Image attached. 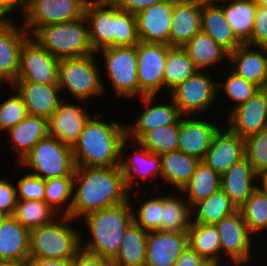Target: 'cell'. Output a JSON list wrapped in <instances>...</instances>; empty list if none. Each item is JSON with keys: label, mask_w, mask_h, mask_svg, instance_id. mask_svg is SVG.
Here are the masks:
<instances>
[{"label": "cell", "mask_w": 267, "mask_h": 266, "mask_svg": "<svg viewBox=\"0 0 267 266\" xmlns=\"http://www.w3.org/2000/svg\"><path fill=\"white\" fill-rule=\"evenodd\" d=\"M259 184L267 191V171H265L259 179ZM261 182V183H260Z\"/></svg>", "instance_id": "91938a15"}, {"label": "cell", "mask_w": 267, "mask_h": 266, "mask_svg": "<svg viewBox=\"0 0 267 266\" xmlns=\"http://www.w3.org/2000/svg\"><path fill=\"white\" fill-rule=\"evenodd\" d=\"M84 16L95 52L105 47L134 46L140 42L135 15L121 9L114 1L90 0Z\"/></svg>", "instance_id": "3957f363"}, {"label": "cell", "mask_w": 267, "mask_h": 266, "mask_svg": "<svg viewBox=\"0 0 267 266\" xmlns=\"http://www.w3.org/2000/svg\"><path fill=\"white\" fill-rule=\"evenodd\" d=\"M17 197L21 200L43 201L45 197V180L34 174L25 173L16 181Z\"/></svg>", "instance_id": "c3c4849f"}, {"label": "cell", "mask_w": 267, "mask_h": 266, "mask_svg": "<svg viewBox=\"0 0 267 266\" xmlns=\"http://www.w3.org/2000/svg\"><path fill=\"white\" fill-rule=\"evenodd\" d=\"M11 18L0 27V87L11 86L19 71L20 49L30 36ZM5 86V87H4Z\"/></svg>", "instance_id": "ac0fdd59"}, {"label": "cell", "mask_w": 267, "mask_h": 266, "mask_svg": "<svg viewBox=\"0 0 267 266\" xmlns=\"http://www.w3.org/2000/svg\"><path fill=\"white\" fill-rule=\"evenodd\" d=\"M10 215L5 213L4 211L0 210V226L1 224L8 219Z\"/></svg>", "instance_id": "6125c7cd"}, {"label": "cell", "mask_w": 267, "mask_h": 266, "mask_svg": "<svg viewBox=\"0 0 267 266\" xmlns=\"http://www.w3.org/2000/svg\"><path fill=\"white\" fill-rule=\"evenodd\" d=\"M59 214L44 200L18 199L13 217L29 231L52 222Z\"/></svg>", "instance_id": "ab89813d"}, {"label": "cell", "mask_w": 267, "mask_h": 266, "mask_svg": "<svg viewBox=\"0 0 267 266\" xmlns=\"http://www.w3.org/2000/svg\"><path fill=\"white\" fill-rule=\"evenodd\" d=\"M168 97L170 101H167V104L165 102L158 103L159 98L157 99L156 95L138 98L144 104L143 109L140 110L142 112H138L140 114L134 119L133 124H126V138L131 143L137 142L147 131L171 125L182 116L170 95Z\"/></svg>", "instance_id": "9a60e30c"}, {"label": "cell", "mask_w": 267, "mask_h": 266, "mask_svg": "<svg viewBox=\"0 0 267 266\" xmlns=\"http://www.w3.org/2000/svg\"><path fill=\"white\" fill-rule=\"evenodd\" d=\"M228 60L232 72L259 88L267 82V47L242 44L228 54Z\"/></svg>", "instance_id": "d4e9b609"}, {"label": "cell", "mask_w": 267, "mask_h": 266, "mask_svg": "<svg viewBox=\"0 0 267 266\" xmlns=\"http://www.w3.org/2000/svg\"><path fill=\"white\" fill-rule=\"evenodd\" d=\"M198 69L183 47H169L164 69V90L169 94ZM166 88V89H165ZM168 89V90H167Z\"/></svg>", "instance_id": "f35d334b"}, {"label": "cell", "mask_w": 267, "mask_h": 266, "mask_svg": "<svg viewBox=\"0 0 267 266\" xmlns=\"http://www.w3.org/2000/svg\"><path fill=\"white\" fill-rule=\"evenodd\" d=\"M188 56L198 70L213 69L228 62V52L217 44L208 34L200 30L188 43L183 46ZM220 64V65H219ZM212 67V68H211Z\"/></svg>", "instance_id": "4dcf8cb0"}, {"label": "cell", "mask_w": 267, "mask_h": 266, "mask_svg": "<svg viewBox=\"0 0 267 266\" xmlns=\"http://www.w3.org/2000/svg\"><path fill=\"white\" fill-rule=\"evenodd\" d=\"M12 90L13 95L8 96L4 101L0 100V134L15 127L28 115L22 98L14 88Z\"/></svg>", "instance_id": "7dc6e473"}, {"label": "cell", "mask_w": 267, "mask_h": 266, "mask_svg": "<svg viewBox=\"0 0 267 266\" xmlns=\"http://www.w3.org/2000/svg\"><path fill=\"white\" fill-rule=\"evenodd\" d=\"M60 59L51 55L34 38L29 36L20 49L19 71L16 81L38 84H58Z\"/></svg>", "instance_id": "5bb4252c"}, {"label": "cell", "mask_w": 267, "mask_h": 266, "mask_svg": "<svg viewBox=\"0 0 267 266\" xmlns=\"http://www.w3.org/2000/svg\"><path fill=\"white\" fill-rule=\"evenodd\" d=\"M88 0H25L20 25L32 36L49 24L78 20L84 17ZM22 22V23H21Z\"/></svg>", "instance_id": "7c38bea8"}, {"label": "cell", "mask_w": 267, "mask_h": 266, "mask_svg": "<svg viewBox=\"0 0 267 266\" xmlns=\"http://www.w3.org/2000/svg\"><path fill=\"white\" fill-rule=\"evenodd\" d=\"M200 266H226L222 262L217 261H204Z\"/></svg>", "instance_id": "94428289"}, {"label": "cell", "mask_w": 267, "mask_h": 266, "mask_svg": "<svg viewBox=\"0 0 267 266\" xmlns=\"http://www.w3.org/2000/svg\"><path fill=\"white\" fill-rule=\"evenodd\" d=\"M73 266H113V263L109 258L80 248L73 259Z\"/></svg>", "instance_id": "816d5d0a"}, {"label": "cell", "mask_w": 267, "mask_h": 266, "mask_svg": "<svg viewBox=\"0 0 267 266\" xmlns=\"http://www.w3.org/2000/svg\"><path fill=\"white\" fill-rule=\"evenodd\" d=\"M180 118L173 124L147 131L137 142L154 154H162L178 150Z\"/></svg>", "instance_id": "7bdbcfd3"}, {"label": "cell", "mask_w": 267, "mask_h": 266, "mask_svg": "<svg viewBox=\"0 0 267 266\" xmlns=\"http://www.w3.org/2000/svg\"><path fill=\"white\" fill-rule=\"evenodd\" d=\"M259 179L260 176L244 157L221 175V189L239 208L259 186Z\"/></svg>", "instance_id": "4316f807"}, {"label": "cell", "mask_w": 267, "mask_h": 266, "mask_svg": "<svg viewBox=\"0 0 267 266\" xmlns=\"http://www.w3.org/2000/svg\"><path fill=\"white\" fill-rule=\"evenodd\" d=\"M217 3L222 7L226 21L236 37L246 44L252 35L256 0H220Z\"/></svg>", "instance_id": "d6a6232c"}, {"label": "cell", "mask_w": 267, "mask_h": 266, "mask_svg": "<svg viewBox=\"0 0 267 266\" xmlns=\"http://www.w3.org/2000/svg\"><path fill=\"white\" fill-rule=\"evenodd\" d=\"M30 257V231L13 216L0 226V261L22 260Z\"/></svg>", "instance_id": "f546056e"}, {"label": "cell", "mask_w": 267, "mask_h": 266, "mask_svg": "<svg viewBox=\"0 0 267 266\" xmlns=\"http://www.w3.org/2000/svg\"><path fill=\"white\" fill-rule=\"evenodd\" d=\"M205 260L189 246L182 252L174 266H200Z\"/></svg>", "instance_id": "db71d44e"}, {"label": "cell", "mask_w": 267, "mask_h": 266, "mask_svg": "<svg viewBox=\"0 0 267 266\" xmlns=\"http://www.w3.org/2000/svg\"><path fill=\"white\" fill-rule=\"evenodd\" d=\"M16 164L18 169L26 167L27 170H32L29 173L45 181L74 175L76 168L72 146L50 135L42 138L21 162Z\"/></svg>", "instance_id": "ba28073f"}, {"label": "cell", "mask_w": 267, "mask_h": 266, "mask_svg": "<svg viewBox=\"0 0 267 266\" xmlns=\"http://www.w3.org/2000/svg\"><path fill=\"white\" fill-rule=\"evenodd\" d=\"M10 87L14 88L22 98L28 115L49 119L62 100L63 94H61L58 84L15 81Z\"/></svg>", "instance_id": "603a6c76"}, {"label": "cell", "mask_w": 267, "mask_h": 266, "mask_svg": "<svg viewBox=\"0 0 267 266\" xmlns=\"http://www.w3.org/2000/svg\"><path fill=\"white\" fill-rule=\"evenodd\" d=\"M221 127L214 135L203 161L220 175L245 157L244 138Z\"/></svg>", "instance_id": "cb8c5ba5"}, {"label": "cell", "mask_w": 267, "mask_h": 266, "mask_svg": "<svg viewBox=\"0 0 267 266\" xmlns=\"http://www.w3.org/2000/svg\"><path fill=\"white\" fill-rule=\"evenodd\" d=\"M30 266H73V260L30 258Z\"/></svg>", "instance_id": "11a10c76"}, {"label": "cell", "mask_w": 267, "mask_h": 266, "mask_svg": "<svg viewBox=\"0 0 267 266\" xmlns=\"http://www.w3.org/2000/svg\"><path fill=\"white\" fill-rule=\"evenodd\" d=\"M201 3L198 0H173L171 47H183L201 30Z\"/></svg>", "instance_id": "484cf974"}, {"label": "cell", "mask_w": 267, "mask_h": 266, "mask_svg": "<svg viewBox=\"0 0 267 266\" xmlns=\"http://www.w3.org/2000/svg\"><path fill=\"white\" fill-rule=\"evenodd\" d=\"M160 162L163 184L168 183V185H172L171 187L180 192L190 181L200 160L176 150L162 154Z\"/></svg>", "instance_id": "1f68e13d"}, {"label": "cell", "mask_w": 267, "mask_h": 266, "mask_svg": "<svg viewBox=\"0 0 267 266\" xmlns=\"http://www.w3.org/2000/svg\"><path fill=\"white\" fill-rule=\"evenodd\" d=\"M102 53V54H101ZM101 56L108 77L117 97L139 98L137 76V44L134 46L105 47L95 52ZM101 54V55H98Z\"/></svg>", "instance_id": "9c48e42d"}, {"label": "cell", "mask_w": 267, "mask_h": 266, "mask_svg": "<svg viewBox=\"0 0 267 266\" xmlns=\"http://www.w3.org/2000/svg\"><path fill=\"white\" fill-rule=\"evenodd\" d=\"M152 196L144 202L141 198L140 207L135 206L137 212L133 211V221L148 232L160 230L161 222L162 194L157 197L153 194Z\"/></svg>", "instance_id": "f6af8a7d"}, {"label": "cell", "mask_w": 267, "mask_h": 266, "mask_svg": "<svg viewBox=\"0 0 267 266\" xmlns=\"http://www.w3.org/2000/svg\"><path fill=\"white\" fill-rule=\"evenodd\" d=\"M5 134L10 138L6 139L7 143L11 141V148L19 154L17 162L20 163L42 138L49 135L48 118L27 115Z\"/></svg>", "instance_id": "f1b7e54d"}, {"label": "cell", "mask_w": 267, "mask_h": 266, "mask_svg": "<svg viewBox=\"0 0 267 266\" xmlns=\"http://www.w3.org/2000/svg\"><path fill=\"white\" fill-rule=\"evenodd\" d=\"M187 247V233L149 231L144 266H174Z\"/></svg>", "instance_id": "7402d4cb"}, {"label": "cell", "mask_w": 267, "mask_h": 266, "mask_svg": "<svg viewBox=\"0 0 267 266\" xmlns=\"http://www.w3.org/2000/svg\"><path fill=\"white\" fill-rule=\"evenodd\" d=\"M130 191L120 166L76 167L70 216L74 220L128 201Z\"/></svg>", "instance_id": "6da1fadb"}, {"label": "cell", "mask_w": 267, "mask_h": 266, "mask_svg": "<svg viewBox=\"0 0 267 266\" xmlns=\"http://www.w3.org/2000/svg\"><path fill=\"white\" fill-rule=\"evenodd\" d=\"M7 14L0 8V27H2L6 22H8L11 18H7Z\"/></svg>", "instance_id": "680465c9"}, {"label": "cell", "mask_w": 267, "mask_h": 266, "mask_svg": "<svg viewBox=\"0 0 267 266\" xmlns=\"http://www.w3.org/2000/svg\"><path fill=\"white\" fill-rule=\"evenodd\" d=\"M148 231L133 222L124 232L113 266H144Z\"/></svg>", "instance_id": "836d02e7"}, {"label": "cell", "mask_w": 267, "mask_h": 266, "mask_svg": "<svg viewBox=\"0 0 267 266\" xmlns=\"http://www.w3.org/2000/svg\"><path fill=\"white\" fill-rule=\"evenodd\" d=\"M210 71L198 70L169 95L182 116L204 115L218 101L217 82ZM217 100V101H216ZM214 103V104H213ZM201 112V113H200Z\"/></svg>", "instance_id": "30bf717a"}, {"label": "cell", "mask_w": 267, "mask_h": 266, "mask_svg": "<svg viewBox=\"0 0 267 266\" xmlns=\"http://www.w3.org/2000/svg\"><path fill=\"white\" fill-rule=\"evenodd\" d=\"M102 116L101 113L91 116L79 139L72 145L75 167L120 166L126 125L119 124L118 120L107 122Z\"/></svg>", "instance_id": "7a4b0ae2"}, {"label": "cell", "mask_w": 267, "mask_h": 266, "mask_svg": "<svg viewBox=\"0 0 267 266\" xmlns=\"http://www.w3.org/2000/svg\"><path fill=\"white\" fill-rule=\"evenodd\" d=\"M260 90L264 94L267 103V82L260 88Z\"/></svg>", "instance_id": "be15d7a7"}, {"label": "cell", "mask_w": 267, "mask_h": 266, "mask_svg": "<svg viewBox=\"0 0 267 266\" xmlns=\"http://www.w3.org/2000/svg\"><path fill=\"white\" fill-rule=\"evenodd\" d=\"M63 102L65 100L62 99L48 119L49 135L72 146L79 139L91 114L87 113L89 110L86 111L85 107H81L83 103L85 105L83 100H78L79 105L78 102Z\"/></svg>", "instance_id": "d6986e66"}, {"label": "cell", "mask_w": 267, "mask_h": 266, "mask_svg": "<svg viewBox=\"0 0 267 266\" xmlns=\"http://www.w3.org/2000/svg\"><path fill=\"white\" fill-rule=\"evenodd\" d=\"M170 46L162 43H137L139 98L164 91V69Z\"/></svg>", "instance_id": "4fadbf2b"}, {"label": "cell", "mask_w": 267, "mask_h": 266, "mask_svg": "<svg viewBox=\"0 0 267 266\" xmlns=\"http://www.w3.org/2000/svg\"><path fill=\"white\" fill-rule=\"evenodd\" d=\"M254 18L251 39L246 44L267 47V7L257 4Z\"/></svg>", "instance_id": "681fc988"}, {"label": "cell", "mask_w": 267, "mask_h": 266, "mask_svg": "<svg viewBox=\"0 0 267 266\" xmlns=\"http://www.w3.org/2000/svg\"><path fill=\"white\" fill-rule=\"evenodd\" d=\"M257 4L267 7V0H256Z\"/></svg>", "instance_id": "e7e4bbea"}, {"label": "cell", "mask_w": 267, "mask_h": 266, "mask_svg": "<svg viewBox=\"0 0 267 266\" xmlns=\"http://www.w3.org/2000/svg\"><path fill=\"white\" fill-rule=\"evenodd\" d=\"M206 115L180 117L178 150L200 161L205 158L214 135L223 127L222 124L219 126L215 120L214 122L212 119L209 121L210 118L206 120L204 118Z\"/></svg>", "instance_id": "2e32d148"}, {"label": "cell", "mask_w": 267, "mask_h": 266, "mask_svg": "<svg viewBox=\"0 0 267 266\" xmlns=\"http://www.w3.org/2000/svg\"><path fill=\"white\" fill-rule=\"evenodd\" d=\"M25 0H0V8L7 14L14 15V11L21 10V14L24 11Z\"/></svg>", "instance_id": "9f6ffc18"}, {"label": "cell", "mask_w": 267, "mask_h": 266, "mask_svg": "<svg viewBox=\"0 0 267 266\" xmlns=\"http://www.w3.org/2000/svg\"><path fill=\"white\" fill-rule=\"evenodd\" d=\"M238 209L254 236L266 233L264 230H267V191L260 184Z\"/></svg>", "instance_id": "60d3db41"}, {"label": "cell", "mask_w": 267, "mask_h": 266, "mask_svg": "<svg viewBox=\"0 0 267 266\" xmlns=\"http://www.w3.org/2000/svg\"><path fill=\"white\" fill-rule=\"evenodd\" d=\"M178 195L162 196L160 231L187 233L192 224V207Z\"/></svg>", "instance_id": "d590c367"}, {"label": "cell", "mask_w": 267, "mask_h": 266, "mask_svg": "<svg viewBox=\"0 0 267 266\" xmlns=\"http://www.w3.org/2000/svg\"><path fill=\"white\" fill-rule=\"evenodd\" d=\"M238 208L222 189L192 207V223L215 225Z\"/></svg>", "instance_id": "8d00e7d4"}, {"label": "cell", "mask_w": 267, "mask_h": 266, "mask_svg": "<svg viewBox=\"0 0 267 266\" xmlns=\"http://www.w3.org/2000/svg\"><path fill=\"white\" fill-rule=\"evenodd\" d=\"M121 9L126 10L134 15L145 10L153 4L165 0H113Z\"/></svg>", "instance_id": "f5cc1de1"}, {"label": "cell", "mask_w": 267, "mask_h": 266, "mask_svg": "<svg viewBox=\"0 0 267 266\" xmlns=\"http://www.w3.org/2000/svg\"><path fill=\"white\" fill-rule=\"evenodd\" d=\"M187 234L188 246L205 261L221 262V241L215 225L192 223Z\"/></svg>", "instance_id": "74e56055"}, {"label": "cell", "mask_w": 267, "mask_h": 266, "mask_svg": "<svg viewBox=\"0 0 267 266\" xmlns=\"http://www.w3.org/2000/svg\"><path fill=\"white\" fill-rule=\"evenodd\" d=\"M173 0L153 4L135 15L140 41L170 46Z\"/></svg>", "instance_id": "44dd1931"}, {"label": "cell", "mask_w": 267, "mask_h": 266, "mask_svg": "<svg viewBox=\"0 0 267 266\" xmlns=\"http://www.w3.org/2000/svg\"><path fill=\"white\" fill-rule=\"evenodd\" d=\"M221 189V175L215 172L204 161H200L190 181L179 192L193 207L196 203L207 199L210 195Z\"/></svg>", "instance_id": "e575fe53"}, {"label": "cell", "mask_w": 267, "mask_h": 266, "mask_svg": "<svg viewBox=\"0 0 267 266\" xmlns=\"http://www.w3.org/2000/svg\"><path fill=\"white\" fill-rule=\"evenodd\" d=\"M132 200L92 212L82 218L89 235L80 233L81 248L113 260L120 249L124 232L134 222V206L130 204ZM88 236V241H85Z\"/></svg>", "instance_id": "277c9868"}, {"label": "cell", "mask_w": 267, "mask_h": 266, "mask_svg": "<svg viewBox=\"0 0 267 266\" xmlns=\"http://www.w3.org/2000/svg\"><path fill=\"white\" fill-rule=\"evenodd\" d=\"M245 157L261 176L267 171V128L244 139Z\"/></svg>", "instance_id": "bcb514c9"}, {"label": "cell", "mask_w": 267, "mask_h": 266, "mask_svg": "<svg viewBox=\"0 0 267 266\" xmlns=\"http://www.w3.org/2000/svg\"><path fill=\"white\" fill-rule=\"evenodd\" d=\"M215 227L221 241L222 263L226 266L254 265L250 263L252 259L254 260L251 256L253 250L255 252L254 235L249 231L239 209L217 222Z\"/></svg>", "instance_id": "8fae6325"}, {"label": "cell", "mask_w": 267, "mask_h": 266, "mask_svg": "<svg viewBox=\"0 0 267 266\" xmlns=\"http://www.w3.org/2000/svg\"><path fill=\"white\" fill-rule=\"evenodd\" d=\"M15 184V185H14ZM18 201L16 183L0 178V210L13 216Z\"/></svg>", "instance_id": "f907efd6"}, {"label": "cell", "mask_w": 267, "mask_h": 266, "mask_svg": "<svg viewBox=\"0 0 267 266\" xmlns=\"http://www.w3.org/2000/svg\"><path fill=\"white\" fill-rule=\"evenodd\" d=\"M73 189L74 175L46 180L44 201L59 215H69L73 202Z\"/></svg>", "instance_id": "b9f144b4"}, {"label": "cell", "mask_w": 267, "mask_h": 266, "mask_svg": "<svg viewBox=\"0 0 267 266\" xmlns=\"http://www.w3.org/2000/svg\"><path fill=\"white\" fill-rule=\"evenodd\" d=\"M201 30L228 53L235 51L243 44L234 34L226 21L222 7L217 2L201 3Z\"/></svg>", "instance_id": "83f0119b"}, {"label": "cell", "mask_w": 267, "mask_h": 266, "mask_svg": "<svg viewBox=\"0 0 267 266\" xmlns=\"http://www.w3.org/2000/svg\"><path fill=\"white\" fill-rule=\"evenodd\" d=\"M31 37L58 59L95 54L85 16L78 20L46 25Z\"/></svg>", "instance_id": "8992f818"}, {"label": "cell", "mask_w": 267, "mask_h": 266, "mask_svg": "<svg viewBox=\"0 0 267 266\" xmlns=\"http://www.w3.org/2000/svg\"><path fill=\"white\" fill-rule=\"evenodd\" d=\"M228 70V72H225L226 74L224 73L225 77L222 79L224 81L222 82L221 80L217 82V91L218 95L219 91L220 94L224 93L225 97H227V100L229 99V103L235 102L233 103V105L235 104L234 106H229L231 109H227L230 112L233 108L246 102L251 96L259 91L260 88L254 83L247 81L243 77L236 75L230 69Z\"/></svg>", "instance_id": "ee69618b"}, {"label": "cell", "mask_w": 267, "mask_h": 266, "mask_svg": "<svg viewBox=\"0 0 267 266\" xmlns=\"http://www.w3.org/2000/svg\"><path fill=\"white\" fill-rule=\"evenodd\" d=\"M0 266H30V257L22 260L0 261Z\"/></svg>", "instance_id": "6f0895ef"}, {"label": "cell", "mask_w": 267, "mask_h": 266, "mask_svg": "<svg viewBox=\"0 0 267 266\" xmlns=\"http://www.w3.org/2000/svg\"><path fill=\"white\" fill-rule=\"evenodd\" d=\"M227 114V128L241 138L245 139L267 128V103L261 90Z\"/></svg>", "instance_id": "ffe728a7"}, {"label": "cell", "mask_w": 267, "mask_h": 266, "mask_svg": "<svg viewBox=\"0 0 267 266\" xmlns=\"http://www.w3.org/2000/svg\"><path fill=\"white\" fill-rule=\"evenodd\" d=\"M127 141L129 140L126 138L121 144L120 168L125 177L126 187L132 192L136 183H139V178L144 182L147 181V179L152 180V178L157 182L158 177L161 178V162L159 155L152 153L135 141H133L131 147L136 148V150L128 154L125 148H127L130 143ZM125 153H127L128 156L125 155ZM124 156L127 157L125 158ZM134 178H136V180Z\"/></svg>", "instance_id": "e0dca14e"}, {"label": "cell", "mask_w": 267, "mask_h": 266, "mask_svg": "<svg viewBox=\"0 0 267 266\" xmlns=\"http://www.w3.org/2000/svg\"><path fill=\"white\" fill-rule=\"evenodd\" d=\"M200 2H218L220 0H198Z\"/></svg>", "instance_id": "03108f58"}, {"label": "cell", "mask_w": 267, "mask_h": 266, "mask_svg": "<svg viewBox=\"0 0 267 266\" xmlns=\"http://www.w3.org/2000/svg\"><path fill=\"white\" fill-rule=\"evenodd\" d=\"M68 215L30 230V258L73 260L80 246L79 225ZM72 224V225H71Z\"/></svg>", "instance_id": "5b68a950"}, {"label": "cell", "mask_w": 267, "mask_h": 266, "mask_svg": "<svg viewBox=\"0 0 267 266\" xmlns=\"http://www.w3.org/2000/svg\"><path fill=\"white\" fill-rule=\"evenodd\" d=\"M96 54L80 57L62 58L58 65V86L77 100H90L105 93L106 83L101 79ZM103 80V81H102ZM89 99V100H88Z\"/></svg>", "instance_id": "52a82bcc"}]
</instances>
